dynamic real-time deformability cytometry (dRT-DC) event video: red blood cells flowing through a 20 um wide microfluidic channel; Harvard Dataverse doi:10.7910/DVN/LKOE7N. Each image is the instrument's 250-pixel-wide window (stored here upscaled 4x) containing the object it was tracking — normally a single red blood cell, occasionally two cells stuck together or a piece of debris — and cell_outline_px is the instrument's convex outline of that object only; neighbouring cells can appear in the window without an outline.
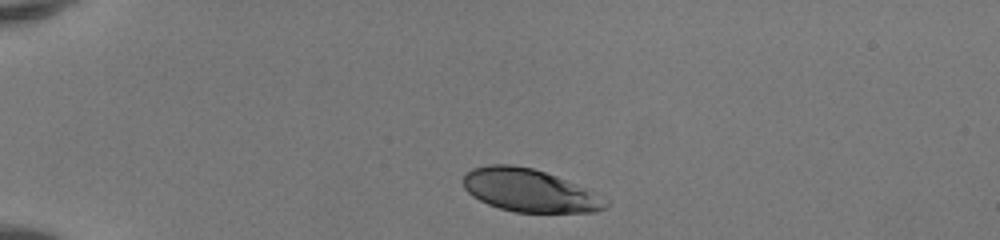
{"species": "human", "species_latin": "Homo sapiens", "temperature_condition": "room temperature", "stored_images_in_passage": 34, "camera_frame_rate_fps": 3000, "um_per_image_px": 0.085, "donor": {"sex": "female"}, "frame": {"image": 1, "passage_image": 1, "time_ms": 0.0, "image_size_px": [1000, 240], "cell_outline_px": [[608, 204], [604, 208], [596, 212], [516, 212], [500, 208], [488, 204], [472, 196], [464, 188], [464, 176], [472, 168], [488, 164], [512, 164], [532, 168], [556, 176], [588, 188], [608, 200]], "centroid_in_image_um": [45.02, 16.18], "position_along_channel_um": 40.0, "area_um2": 35.49}}
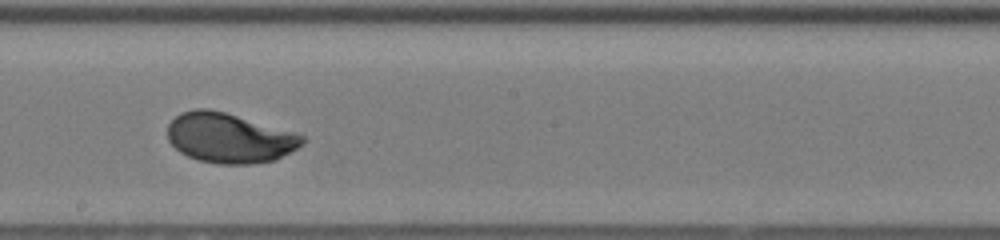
{"frame": {"image": 2, "passage_image": 19, "time_ms": 6.0, "image_size_px": [1000, 240], "cell_outline_px": [[304, 144], [276, 160], [252, 164], [220, 164], [200, 160], [188, 156], [180, 152], [168, 140], [168, 124], [180, 112], [196, 108], [208, 108], [224, 112], [296, 132], [304, 136]], "centroid_in_image_um": [19.51, 11.72], "position_along_channel_um": 228.7, "area_um2": 39.19}}
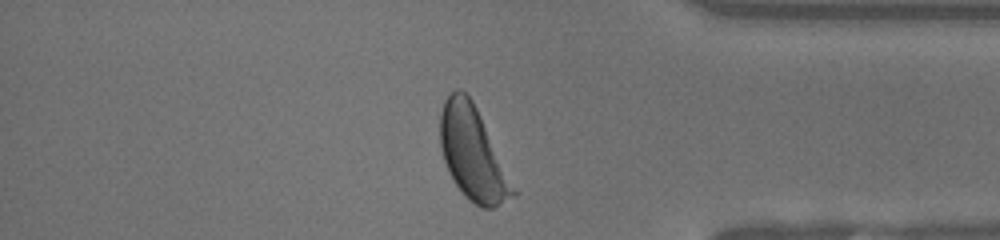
{"frame": {"image": 3, "passage_image": 32, "time_ms": 10.333, "image_size_px": [1000, 240], "cell_outline_px": [[516, 196], [492, 208], [480, 208], [464, 196], [452, 180], [448, 172], [440, 148], [440, 112], [444, 100], [456, 88], [460, 88], [472, 100], [480, 116], [516, 192]], "centroid_in_image_um": [40.13, 13.06], "position_along_channel_um": 395.1, "area_um2": 38.84}, "authors_computed_cell_mechanics": {"area_um2": 38.9283, "velocity_mm_per_s": 4.1327, "shape_relaxation_time_tau1_ms": 2.6043, "shape_relaxation_time_tau2_ms": null, "deformation_change_tau1": 0.1703, "deformation_change_tau2": null}}